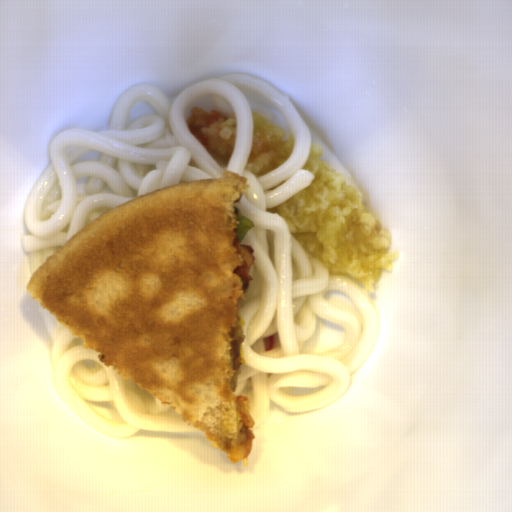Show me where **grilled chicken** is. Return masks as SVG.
<instances>
[{
	"label": "grilled chicken",
	"mask_w": 512,
	"mask_h": 512,
	"mask_svg": "<svg viewBox=\"0 0 512 512\" xmlns=\"http://www.w3.org/2000/svg\"><path fill=\"white\" fill-rule=\"evenodd\" d=\"M250 401L248 396H236V436L240 460L247 458L252 449V439H255L253 427L255 420L249 413Z\"/></svg>",
	"instance_id": "obj_1"
},
{
	"label": "grilled chicken",
	"mask_w": 512,
	"mask_h": 512,
	"mask_svg": "<svg viewBox=\"0 0 512 512\" xmlns=\"http://www.w3.org/2000/svg\"><path fill=\"white\" fill-rule=\"evenodd\" d=\"M235 231L233 245L237 252L242 256L244 263L242 266L236 267L232 272L240 276L242 281V292L247 293L250 289V281L254 280L253 277L248 273L251 266L254 265L256 257L253 255L254 247L249 244L240 243L237 230Z\"/></svg>",
	"instance_id": "obj_2"
},
{
	"label": "grilled chicken",
	"mask_w": 512,
	"mask_h": 512,
	"mask_svg": "<svg viewBox=\"0 0 512 512\" xmlns=\"http://www.w3.org/2000/svg\"><path fill=\"white\" fill-rule=\"evenodd\" d=\"M229 337H232L231 345V358L233 362L232 370L238 372L242 365L241 359V344L244 342L246 335H244V328L241 323H236L235 327L230 330Z\"/></svg>",
	"instance_id": "obj_3"
}]
</instances>
